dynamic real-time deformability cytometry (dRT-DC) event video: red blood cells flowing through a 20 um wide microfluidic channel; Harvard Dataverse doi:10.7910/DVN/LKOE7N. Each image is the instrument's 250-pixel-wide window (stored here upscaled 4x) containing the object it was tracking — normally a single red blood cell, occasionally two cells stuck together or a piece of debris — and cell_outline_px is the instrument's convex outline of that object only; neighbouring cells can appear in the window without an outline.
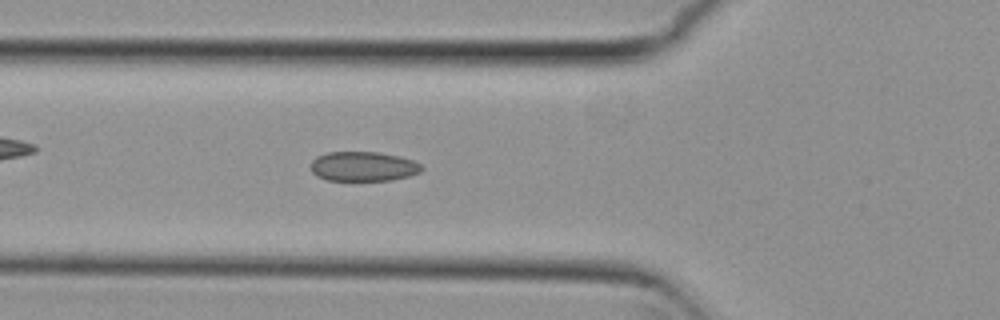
{"species": "common noctule bat (a hibernating species)", "species_latin": "Nyctalus noctula", "temperature_condition": "cold", "stored_images_in_passage": 34, "camera_frame_rate_fps": 3000, "um_per_image_px": 0.085, "animal": {"sex": "female", "body_mass_g": 29.2, "forearm_length_mm": 56.3}, "frame": {"image": 1, "passage_image": 5, "time_ms": 1.333, "image_size_px": [1000, 320], "cell_outline_px": [[424, 168], [420, 172], [408, 176], [392, 180], [328, 180], [316, 176], [312, 172], [312, 160], [316, 156], [328, 152], [376, 152], [400, 156], [412, 160], [420, 164]], "centroid_in_image_um": [30.88, 14.14], "position_along_channel_um": 94.9, "area_um2": 19.07}}
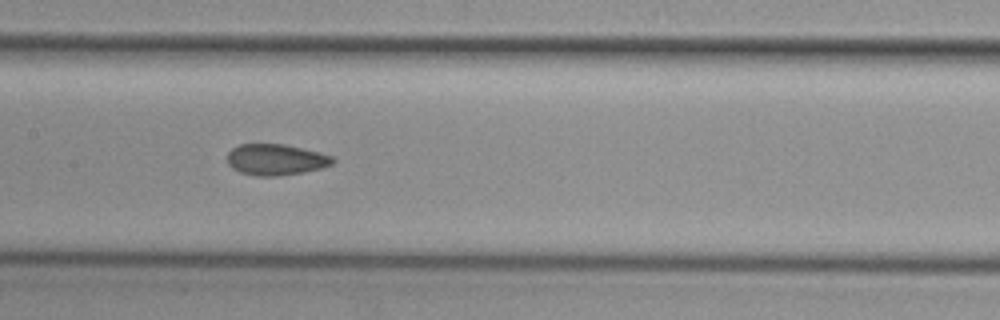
{"frame": {"image": 2, "passage_image": 12, "time_ms": 3.667, "image_size_px": [1000, 320], "cell_outline_px": [[336, 160], [332, 164], [320, 168], [304, 172], [276, 176], [256, 176], [240, 172], [232, 168], [228, 164], [228, 152], [232, 148], [240, 144], [284, 144], [320, 152], [332, 156]], "centroid_in_image_um": [23.44, 13.56], "position_along_channel_um": 184.0, "area_um2": 19.13}}
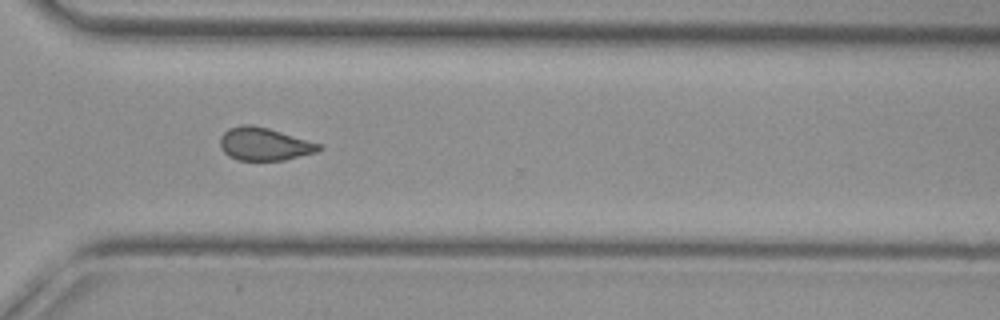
{"frame": {"image": 3, "passage_image": 25, "time_ms": 8.0, "image_size_px": [1000, 320], "cell_outline_px": [[324, 148], [320, 152], [284, 160], [236, 160], [228, 156], [220, 148], [220, 136], [228, 128], [240, 124], [252, 124], [268, 128], [320, 144]], "centroid_in_image_um": [22.45, 12.25], "position_along_channel_um": 348.1, "area_um2": 19.13}}